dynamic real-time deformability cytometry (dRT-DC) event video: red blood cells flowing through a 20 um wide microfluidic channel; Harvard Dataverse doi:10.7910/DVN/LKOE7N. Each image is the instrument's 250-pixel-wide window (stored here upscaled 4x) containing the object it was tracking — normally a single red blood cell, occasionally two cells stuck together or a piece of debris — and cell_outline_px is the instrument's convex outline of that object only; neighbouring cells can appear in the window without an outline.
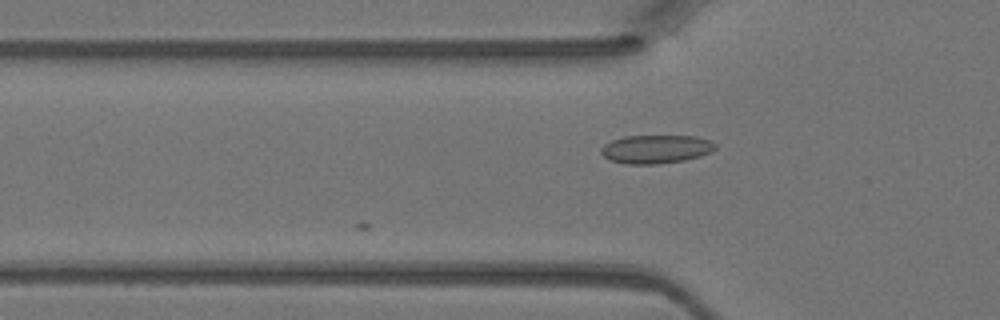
{"species": "Egyptian fruit bat (a non-hibernating species)", "species_latin": "Rousettus aegyptiacus", "temperature_condition": "warm", "stored_images_in_passage": 4, "camera_frame_rate_fps": 3000, "um_per_image_px": 0.085, "animal": {"sex": "female"}, "frame": {"image": 1, "passage_image": 2, "time_ms": 0.333, "image_size_px": [1000, 320], "cell_outline_px": [[716, 148], [712, 152], [700, 156], [684, 160], [656, 164], [628, 164], [612, 160], [604, 156], [600, 152], [600, 148], [604, 144], [612, 140], [624, 136], [696, 136], [708, 140], [716, 144]], "centroid_in_image_um": [55.76, 12.67], "position_along_channel_um": 70.0, "area_um2": 18.9}}
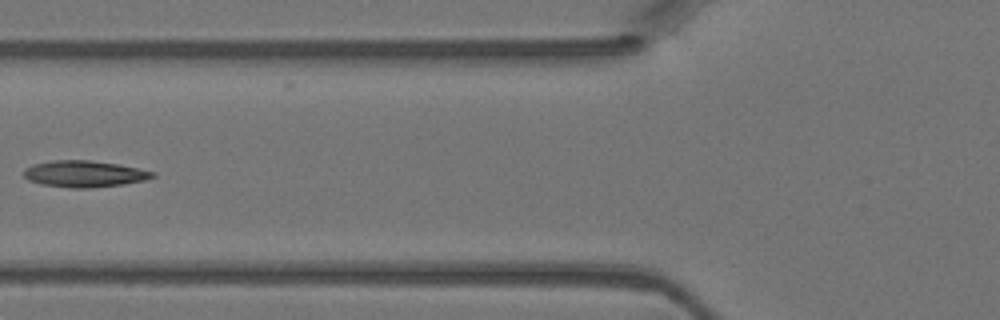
{"frame": {"image": 2, "passage_image": 4, "time_ms": 1.0, "image_size_px": [1000, 320], "cell_outline_px": [[156, 176], [144, 180], [124, 184], [88, 188], [72, 188], [40, 184], [28, 180], [24, 176], [24, 168], [32, 164], [52, 160], [88, 160], [116, 164], [156, 172]], "centroid_in_image_um": [7.13, 14.78], "position_along_channel_um": 118.7, "area_um2": 19.83}}